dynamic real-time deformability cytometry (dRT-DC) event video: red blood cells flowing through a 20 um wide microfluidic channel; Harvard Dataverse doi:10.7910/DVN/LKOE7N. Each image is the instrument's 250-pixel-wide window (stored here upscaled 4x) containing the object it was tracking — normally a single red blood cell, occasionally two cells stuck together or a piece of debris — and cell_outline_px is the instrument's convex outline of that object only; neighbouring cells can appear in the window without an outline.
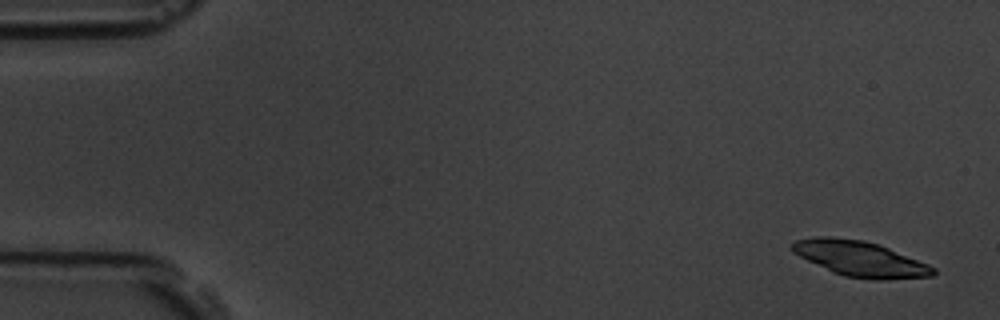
{"species": "common noctule bat (a hibernating species)", "species_latin": "Nyctalus noctula", "temperature_condition": "room temperature", "stored_images_in_passage": 4, "camera_frame_rate_fps": 3000, "um_per_image_px": 0.085, "animal": {"sex": "male", "body_mass_g": 19.5, "forearm_length_mm": 54.6}, "frame": {"image": 1, "passage_image": 1, "time_ms": 0.0, "image_size_px": [1000, 320], "cell_outline_px": [[936, 272], [932, 276], [884, 280], [876, 280], [844, 276], [832, 272], [792, 252], [792, 244], [796, 240], [812, 236], [832, 236], [864, 240], [888, 248], [928, 264], [936, 268]], "centroid_in_image_um": [73.1, 21.99], "position_along_channel_um": 11.9, "area_um2": 28.96}}